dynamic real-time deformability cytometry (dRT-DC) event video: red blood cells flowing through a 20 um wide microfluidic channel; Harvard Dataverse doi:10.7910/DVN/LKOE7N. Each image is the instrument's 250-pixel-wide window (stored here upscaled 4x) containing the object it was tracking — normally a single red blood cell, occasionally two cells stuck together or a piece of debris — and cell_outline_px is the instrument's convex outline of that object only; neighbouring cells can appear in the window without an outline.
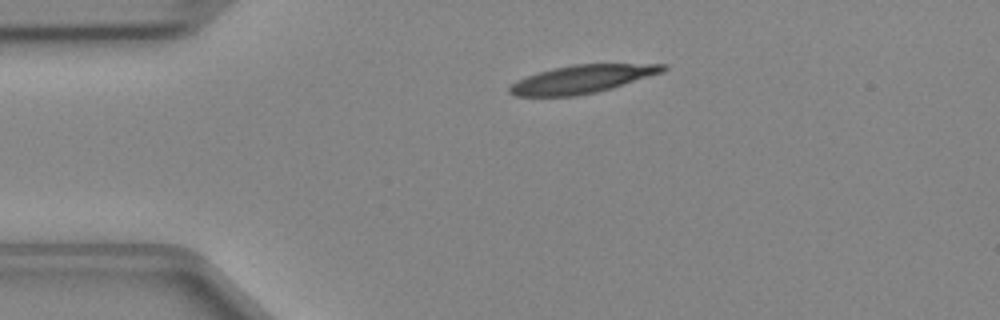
{"species": "Egyptian fruit bat (a non-hibernating species)", "species_latin": "Rousettus aegyptiacus", "temperature_condition": "cold", "stored_images_in_passage": 38, "camera_frame_rate_fps": 3000, "um_per_image_px": 0.085, "animal": {"sex": "female"}, "frame": {"image": 1, "passage_image": 1, "time_ms": 0.0, "image_size_px": [1000, 320], "cell_outline_px": [[668, 68], [664, 72], [612, 88], [596, 92], [576, 96], [516, 96], [508, 92], [508, 88], [516, 80], [552, 68], [572, 64], [668, 64]], "centroid_in_image_um": [49.5, 6.72], "position_along_channel_um": 35.5, "area_um2": 25.09}}
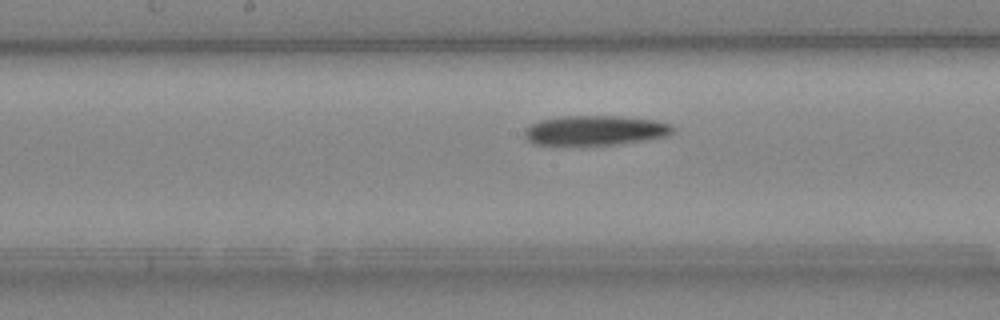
{"frame": {"image": 2, "passage_image": 15, "time_ms": 4.667, "image_size_px": [1000, 320], "cell_outline_px": [[676, 132], [668, 136], [620, 144], [580, 148], [532, 144], [524, 136], [524, 128], [540, 120], [560, 116], [620, 116], [656, 120], [672, 124], [676, 128]], "centroid_in_image_um": [50.57, 11.13], "position_along_channel_um": 197.6, "area_um2": 27.11}}
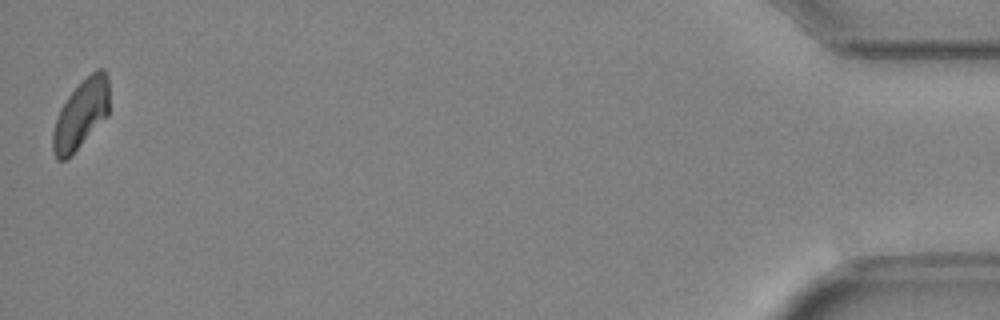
{"frame": {"image": 3, "passage_image": 38, "time_ms": 12.333, "image_size_px": [1000, 320], "cell_outline_px": [[108, 116], [68, 160], [56, 160], [52, 152], [52, 132], [60, 108], [68, 96], [96, 68], [104, 68], [108, 76]], "centroid_in_image_um": [6.87, 9.76], "position_along_channel_um": 428.3, "area_um2": 22.83}}